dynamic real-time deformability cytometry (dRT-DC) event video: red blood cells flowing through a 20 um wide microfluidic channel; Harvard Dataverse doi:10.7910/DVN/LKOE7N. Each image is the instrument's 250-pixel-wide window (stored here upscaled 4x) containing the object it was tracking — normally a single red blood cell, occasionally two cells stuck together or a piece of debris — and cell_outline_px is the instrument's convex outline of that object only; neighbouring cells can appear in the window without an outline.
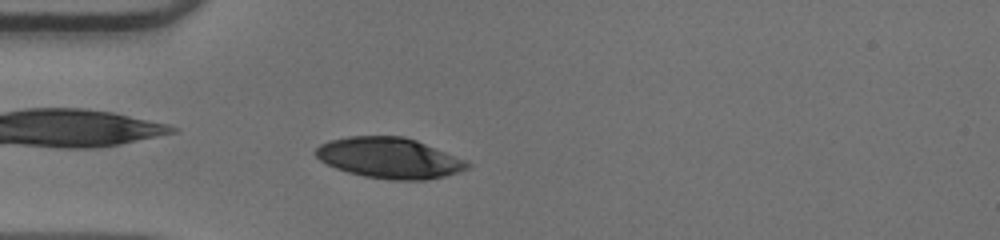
{"species": "human", "species_latin": "Homo sapiens", "temperature_condition": "warm", "stored_images_in_passage": 46, "camera_frame_rate_fps": 3000, "um_per_image_px": 0.085, "donor": {"sex": "male"}, "frame": {"image": 1, "passage_image": 10, "time_ms": 3.0, "image_size_px": [1000, 240], "cell_outline_px": [[472, 164], [468, 168], [460, 172], [444, 176], [424, 180], [392, 180], [364, 176], [348, 172], [336, 168], [320, 160], [312, 152], [320, 144], [328, 140], [348, 136], [404, 136], [416, 140], [464, 160]], "centroid_in_image_um": [33.05, 13.42], "position_along_channel_um": 51.9, "area_um2": 35.84}}
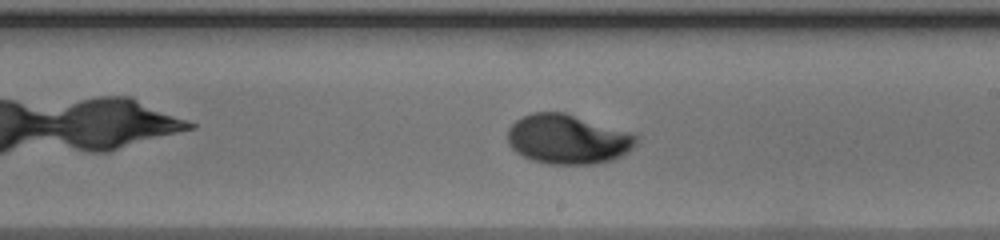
{"frame": {"image": 2, "passage_image": 25, "time_ms": 8.0, "image_size_px": [1000, 240], "cell_outline_px": [[640, 140], [628, 152], [612, 160], [596, 164], [548, 164], [532, 160], [516, 152], [508, 144], [508, 128], [516, 120], [532, 112], [564, 112], [628, 132], [636, 136]], "centroid_in_image_um": [48.24, 11.84], "position_along_channel_um": 240.8, "area_um2": 36.99}}
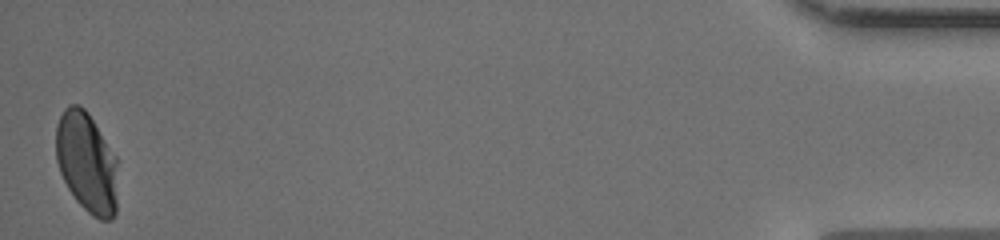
{"frame": {"image": 3, "passage_image": 46, "time_ms": 15.0, "image_size_px": [1000, 240], "cell_outline_px": [[116, 212], [112, 220], [100, 220], [92, 216], [76, 200], [68, 188], [60, 172], [56, 160], [56, 124], [64, 108], [68, 104], [80, 104], [88, 112], [116, 156]], "centroid_in_image_um": [7.36, 13.79], "position_along_channel_um": 427.8, "area_um2": 36.24}, "authors_computed_cell_mechanics": {"area_um2": 36.0672, "velocity_mm_per_s": 3.9851, "shape_relaxation_time_tau1_ms": 3.5646, "shape_relaxation_time_tau2_ms": null, "deformation_change_tau1": 0.1913, "deformation_change_tau2": null}}